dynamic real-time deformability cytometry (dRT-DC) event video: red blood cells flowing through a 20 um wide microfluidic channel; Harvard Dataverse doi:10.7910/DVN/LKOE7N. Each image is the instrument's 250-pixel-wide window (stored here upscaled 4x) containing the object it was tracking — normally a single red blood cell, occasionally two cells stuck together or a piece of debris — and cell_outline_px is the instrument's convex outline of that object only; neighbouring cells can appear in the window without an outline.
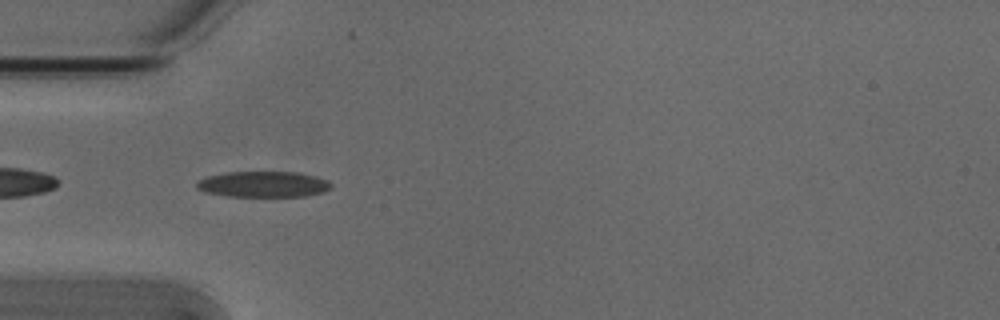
{"species": "Egyptian fruit bat (a non-hibernating species)", "species_latin": "Rousettus aegyptiacus", "temperature_condition": "cold", "stored_images_in_passage": 5, "camera_frame_rate_fps": 3000, "um_per_image_px": 0.085, "animal": {"sex": "male"}, "frame": {"image": 1, "passage_image": 4, "time_ms": 1.0, "image_size_px": [1000, 320], "cell_outline_px": [[332, 188], [324, 192], [308, 196], [224, 196], [204, 192], [196, 188], [196, 184], [200, 180], [208, 176], [228, 172], [296, 172], [328, 180], [332, 184]], "centroid_in_image_um": [22.39, 15.67], "position_along_channel_um": 62.6, "area_um2": 20.23}}
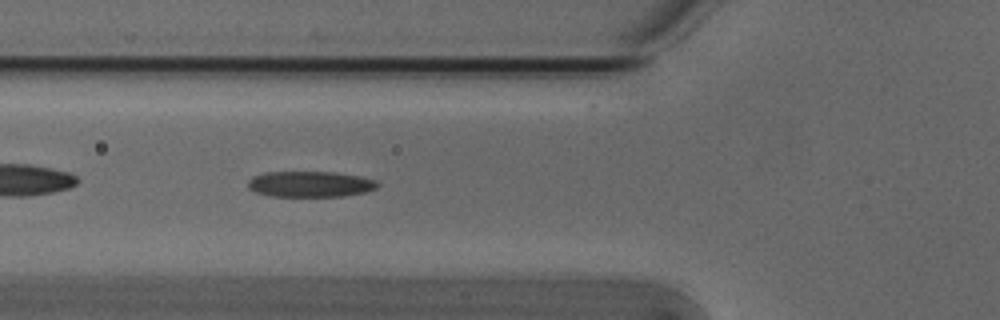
{"frame": {"image": 2, "passage_image": 5, "time_ms": 1.333, "image_size_px": [1000, 320], "cell_outline_px": [[380, 184], [376, 188], [368, 192], [344, 196], [272, 196], [256, 192], [248, 188], [248, 180], [252, 176], [264, 172], [336, 172], [360, 176], [376, 180]], "centroid_in_image_um": [26.39, 15.64], "position_along_channel_um": 99.4, "area_um2": 19.65}}